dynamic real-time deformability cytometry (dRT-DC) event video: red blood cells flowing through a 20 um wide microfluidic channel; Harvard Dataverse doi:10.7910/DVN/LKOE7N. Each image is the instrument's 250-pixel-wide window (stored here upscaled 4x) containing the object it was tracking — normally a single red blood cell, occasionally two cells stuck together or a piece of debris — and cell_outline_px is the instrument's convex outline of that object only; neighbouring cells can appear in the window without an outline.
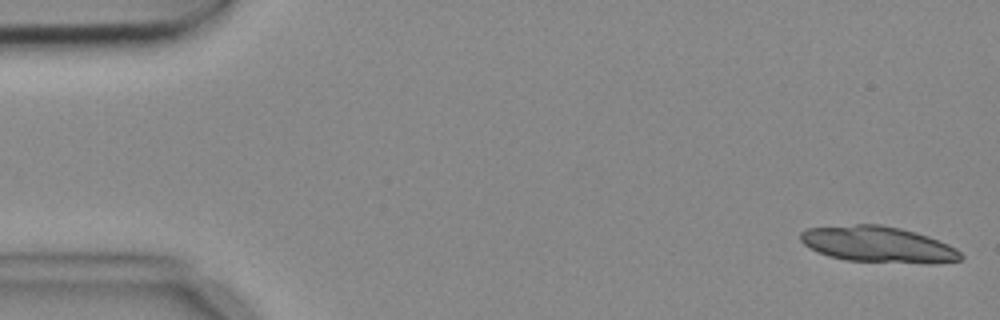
{"species": "common noctule bat (a hibernating species)", "species_latin": "Nyctalus noctula", "temperature_condition": "cold", "stored_images_in_passage": 4, "camera_frame_rate_fps": 3000, "um_per_image_px": 0.085, "animal": {"sex": "female", "body_mass_g": 18.4}, "frame": {"image": 1, "passage_image": 1, "time_ms": 0.0, "image_size_px": [1000, 320], "cell_outline_px": [[964, 256], [960, 260], [936, 264], [924, 264], [844, 260], [828, 256], [816, 252], [804, 244], [800, 240], [800, 232], [808, 228], [856, 224], [880, 224], [900, 228], [916, 232], [928, 236], [948, 244], [956, 248]], "centroid_in_image_um": [74.66, 20.79], "position_along_channel_um": 10.3, "area_um2": 34.04}}